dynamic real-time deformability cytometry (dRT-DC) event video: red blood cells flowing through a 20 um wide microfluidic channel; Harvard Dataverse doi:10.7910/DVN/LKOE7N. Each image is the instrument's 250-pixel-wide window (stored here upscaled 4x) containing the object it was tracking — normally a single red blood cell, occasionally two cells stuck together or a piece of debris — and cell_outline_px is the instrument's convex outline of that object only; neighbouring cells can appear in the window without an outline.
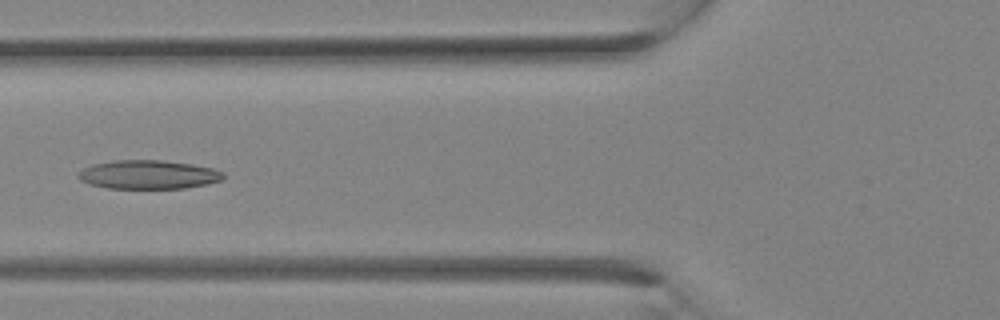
{"species": "Egyptian fruit bat (a non-hibernating species)", "species_latin": "Rousettus aegyptiacus", "temperature_condition": "room temperature", "stored_images_in_passage": 21, "camera_frame_rate_fps": 3000, "um_per_image_px": 0.085, "animal": {"sex": "female"}, "frame": {"image": 1, "passage_image": 12, "time_ms": 3.667, "image_size_px": [1000, 320], "cell_outline_px": [[224, 176], [220, 180], [208, 184], [184, 188], [108, 188], [88, 184], [80, 180], [76, 176], [84, 168], [92, 164], [112, 160], [164, 160], [192, 164], [212, 168], [224, 172]], "centroid_in_image_um": [12.59, 14.83], "position_along_channel_um": 113.2, "area_um2": 24.39}}
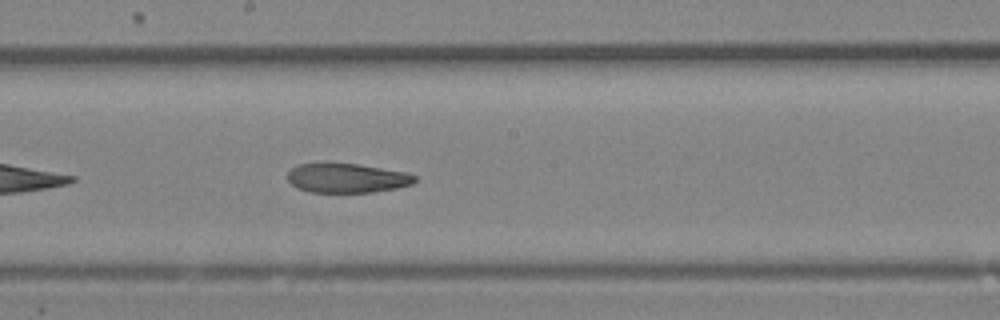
{"frame": {"image": 2, "passage_image": 17, "time_ms": 5.333, "image_size_px": [1000, 320], "cell_outline_px": [[416, 180], [412, 184], [396, 188], [372, 192], [308, 192], [296, 188], [288, 180], [288, 172], [296, 164], [324, 160], [360, 164], [408, 172], [416, 176]], "centroid_in_image_um": [29.43, 15.09], "position_along_channel_um": 218.8, "area_um2": 22.66}}
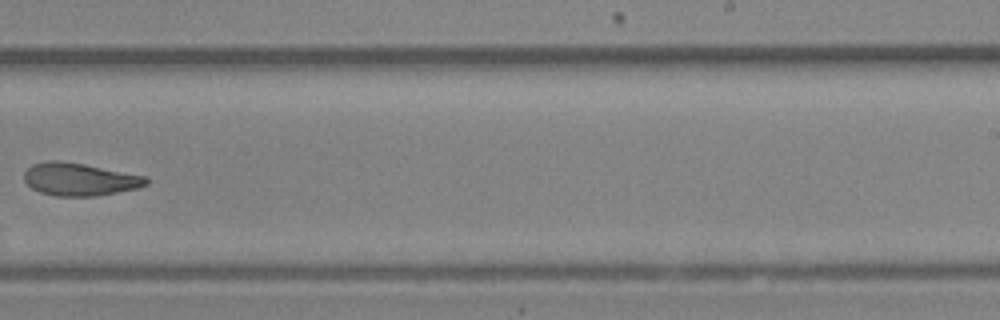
{"frame": {"image": 3, "passage_image": 20, "time_ms": 6.333, "image_size_px": [1000, 320], "cell_outline_px": [[148, 184], [136, 188], [96, 196], [56, 196], [40, 192], [32, 188], [24, 180], [24, 172], [32, 164], [48, 160], [60, 160], [84, 164], [148, 176]], "centroid_in_image_um": [6.76, 15.23], "position_along_channel_um": 282.2, "area_um2": 23.29}}